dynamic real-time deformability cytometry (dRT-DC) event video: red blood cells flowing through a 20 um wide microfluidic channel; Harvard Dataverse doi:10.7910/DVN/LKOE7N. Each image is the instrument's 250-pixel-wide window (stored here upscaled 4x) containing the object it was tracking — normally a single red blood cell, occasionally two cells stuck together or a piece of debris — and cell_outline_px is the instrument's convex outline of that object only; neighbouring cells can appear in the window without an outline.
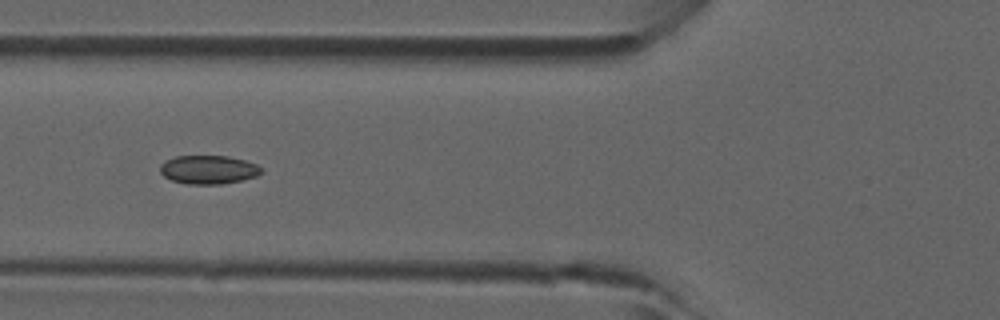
{"species": "common noctule bat (a hibernating species)", "species_latin": "Nyctalus noctula", "temperature_condition": "room temperature", "stored_images_in_passage": 6, "camera_frame_rate_fps": 3000, "um_per_image_px": 0.085, "animal": {"sex": "male", "forearm_length_mm": 52.5}, "frame": {"image": 1, "passage_image": 6, "time_ms": 1.667, "image_size_px": [1000, 320], "cell_outline_px": [[264, 172], [256, 176], [240, 180], [220, 184], [184, 184], [172, 180], [164, 176], [160, 172], [160, 164], [176, 156], [228, 156], [244, 160], [256, 164], [264, 168]], "centroid_in_image_um": [17.74, 14.42], "position_along_channel_um": 108.1, "area_um2": 16.88}}